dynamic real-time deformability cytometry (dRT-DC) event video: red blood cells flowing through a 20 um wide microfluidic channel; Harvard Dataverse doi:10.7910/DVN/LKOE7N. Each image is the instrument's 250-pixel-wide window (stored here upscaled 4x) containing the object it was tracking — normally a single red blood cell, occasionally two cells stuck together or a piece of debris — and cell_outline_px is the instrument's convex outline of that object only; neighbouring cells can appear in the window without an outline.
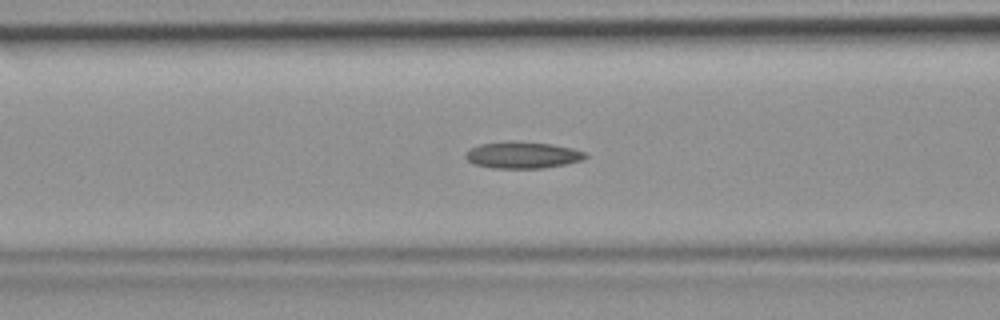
{"species": "common noctule bat (a hibernating species)", "species_latin": "Nyctalus noctula", "temperature_condition": "room temperature", "stored_images_in_passage": 47, "camera_frame_rate_fps": 3000, "um_per_image_px": 0.085, "animal": {"sex": "female", "body_mass_g": 19.9}, "frame": {"image": 1, "passage_image": 19, "time_ms": 6.0, "image_size_px": [1000, 320], "cell_outline_px": [[588, 156], [584, 160], [564, 164], [540, 168], [492, 168], [472, 164], [464, 156], [472, 148], [480, 144], [512, 140], [552, 144], [572, 148], [584, 152]], "centroid_in_image_um": [44.42, 13.17], "position_along_channel_um": 122.2, "area_um2": 18.61}}
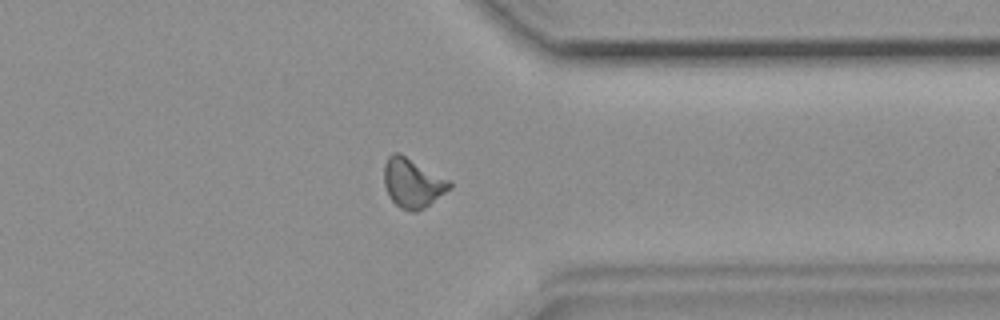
{"frame": {"image": 2, "passage_image": 37, "time_ms": 12.0, "image_size_px": [1000, 320], "cell_outline_px": [[452, 188], [424, 208], [416, 212], [412, 212], [400, 208], [388, 196], [384, 184], [384, 164], [388, 156], [392, 152], [400, 152], [452, 180]], "centroid_in_image_um": [35.09, 15.53], "position_along_channel_um": 376.3, "area_um2": 19.31}}
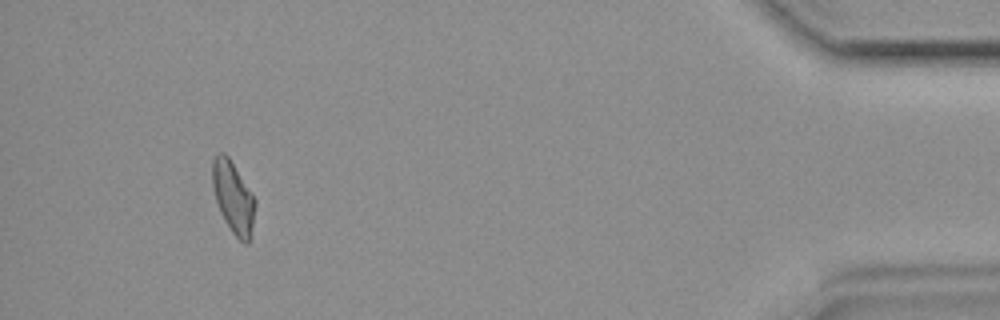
{"frame": {"image": 3, "passage_image": 44, "time_ms": 14.333, "image_size_px": [1000, 320], "cell_outline_px": [[256, 204], [248, 244], [244, 244], [232, 232], [224, 220], [220, 212], [216, 200], [212, 184], [212, 160], [220, 152], [224, 152], [228, 156], [252, 192], [256, 200]], "centroid_in_image_um": [19.82, 16.76], "position_along_channel_um": 415.4, "area_um2": 17.74}}